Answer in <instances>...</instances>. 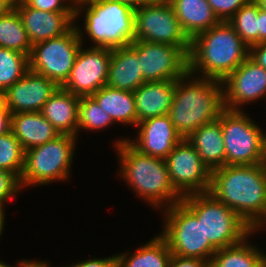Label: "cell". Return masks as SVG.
<instances>
[{
    "instance_id": "13",
    "label": "cell",
    "mask_w": 266,
    "mask_h": 267,
    "mask_svg": "<svg viewBox=\"0 0 266 267\" xmlns=\"http://www.w3.org/2000/svg\"><path fill=\"white\" fill-rule=\"evenodd\" d=\"M165 160L171 184L182 197L209 192L211 171L186 139L178 143Z\"/></svg>"
},
{
    "instance_id": "41",
    "label": "cell",
    "mask_w": 266,
    "mask_h": 267,
    "mask_svg": "<svg viewBox=\"0 0 266 267\" xmlns=\"http://www.w3.org/2000/svg\"><path fill=\"white\" fill-rule=\"evenodd\" d=\"M116 1H119L125 5H128L131 8H133L134 10H136L137 8H139L145 4L158 2L161 0H116Z\"/></svg>"
},
{
    "instance_id": "1",
    "label": "cell",
    "mask_w": 266,
    "mask_h": 267,
    "mask_svg": "<svg viewBox=\"0 0 266 267\" xmlns=\"http://www.w3.org/2000/svg\"><path fill=\"white\" fill-rule=\"evenodd\" d=\"M209 192L253 230L266 215V172L260 164L224 165L212 170Z\"/></svg>"
},
{
    "instance_id": "21",
    "label": "cell",
    "mask_w": 266,
    "mask_h": 267,
    "mask_svg": "<svg viewBox=\"0 0 266 267\" xmlns=\"http://www.w3.org/2000/svg\"><path fill=\"white\" fill-rule=\"evenodd\" d=\"M80 97L61 86L44 104L41 113L59 134L78 136V107Z\"/></svg>"
},
{
    "instance_id": "46",
    "label": "cell",
    "mask_w": 266,
    "mask_h": 267,
    "mask_svg": "<svg viewBox=\"0 0 266 267\" xmlns=\"http://www.w3.org/2000/svg\"><path fill=\"white\" fill-rule=\"evenodd\" d=\"M264 225L266 227V215L263 218V220L258 224V226L253 230L254 234H255V231L258 232V230H260L261 228H263Z\"/></svg>"
},
{
    "instance_id": "26",
    "label": "cell",
    "mask_w": 266,
    "mask_h": 267,
    "mask_svg": "<svg viewBox=\"0 0 266 267\" xmlns=\"http://www.w3.org/2000/svg\"><path fill=\"white\" fill-rule=\"evenodd\" d=\"M172 252L160 234L143 244L132 254H116L118 267H168Z\"/></svg>"
},
{
    "instance_id": "25",
    "label": "cell",
    "mask_w": 266,
    "mask_h": 267,
    "mask_svg": "<svg viewBox=\"0 0 266 267\" xmlns=\"http://www.w3.org/2000/svg\"><path fill=\"white\" fill-rule=\"evenodd\" d=\"M92 97L114 123L137 126V113L134 93L131 91L102 86Z\"/></svg>"
},
{
    "instance_id": "4",
    "label": "cell",
    "mask_w": 266,
    "mask_h": 267,
    "mask_svg": "<svg viewBox=\"0 0 266 267\" xmlns=\"http://www.w3.org/2000/svg\"><path fill=\"white\" fill-rule=\"evenodd\" d=\"M224 109L222 81L195 76L188 71L176 80L167 115L174 128L186 139L202 125L218 120Z\"/></svg>"
},
{
    "instance_id": "49",
    "label": "cell",
    "mask_w": 266,
    "mask_h": 267,
    "mask_svg": "<svg viewBox=\"0 0 266 267\" xmlns=\"http://www.w3.org/2000/svg\"><path fill=\"white\" fill-rule=\"evenodd\" d=\"M0 267H13V266L8 265L7 263L0 260ZM14 267H16V266H14Z\"/></svg>"
},
{
    "instance_id": "30",
    "label": "cell",
    "mask_w": 266,
    "mask_h": 267,
    "mask_svg": "<svg viewBox=\"0 0 266 267\" xmlns=\"http://www.w3.org/2000/svg\"><path fill=\"white\" fill-rule=\"evenodd\" d=\"M250 48L258 44V3L250 0L228 21Z\"/></svg>"
},
{
    "instance_id": "2",
    "label": "cell",
    "mask_w": 266,
    "mask_h": 267,
    "mask_svg": "<svg viewBox=\"0 0 266 267\" xmlns=\"http://www.w3.org/2000/svg\"><path fill=\"white\" fill-rule=\"evenodd\" d=\"M127 140L128 137L119 138L113 147L119 156L118 174L132 192L154 210L181 202L183 197L171 184L166 160L139 152Z\"/></svg>"
},
{
    "instance_id": "33",
    "label": "cell",
    "mask_w": 266,
    "mask_h": 267,
    "mask_svg": "<svg viewBox=\"0 0 266 267\" xmlns=\"http://www.w3.org/2000/svg\"><path fill=\"white\" fill-rule=\"evenodd\" d=\"M75 2L76 0H26L24 3L30 8L41 11L75 13Z\"/></svg>"
},
{
    "instance_id": "44",
    "label": "cell",
    "mask_w": 266,
    "mask_h": 267,
    "mask_svg": "<svg viewBox=\"0 0 266 267\" xmlns=\"http://www.w3.org/2000/svg\"><path fill=\"white\" fill-rule=\"evenodd\" d=\"M260 165L266 172V131L263 137L262 157H261Z\"/></svg>"
},
{
    "instance_id": "35",
    "label": "cell",
    "mask_w": 266,
    "mask_h": 267,
    "mask_svg": "<svg viewBox=\"0 0 266 267\" xmlns=\"http://www.w3.org/2000/svg\"><path fill=\"white\" fill-rule=\"evenodd\" d=\"M21 189L20 180L13 173L0 169V205L5 206Z\"/></svg>"
},
{
    "instance_id": "15",
    "label": "cell",
    "mask_w": 266,
    "mask_h": 267,
    "mask_svg": "<svg viewBox=\"0 0 266 267\" xmlns=\"http://www.w3.org/2000/svg\"><path fill=\"white\" fill-rule=\"evenodd\" d=\"M222 83L225 109L243 111L245 103L266 98V69L250 57Z\"/></svg>"
},
{
    "instance_id": "34",
    "label": "cell",
    "mask_w": 266,
    "mask_h": 267,
    "mask_svg": "<svg viewBox=\"0 0 266 267\" xmlns=\"http://www.w3.org/2000/svg\"><path fill=\"white\" fill-rule=\"evenodd\" d=\"M219 21L228 22L250 0H207Z\"/></svg>"
},
{
    "instance_id": "43",
    "label": "cell",
    "mask_w": 266,
    "mask_h": 267,
    "mask_svg": "<svg viewBox=\"0 0 266 267\" xmlns=\"http://www.w3.org/2000/svg\"><path fill=\"white\" fill-rule=\"evenodd\" d=\"M11 8H13L12 0H0V16L6 14Z\"/></svg>"
},
{
    "instance_id": "24",
    "label": "cell",
    "mask_w": 266,
    "mask_h": 267,
    "mask_svg": "<svg viewBox=\"0 0 266 267\" xmlns=\"http://www.w3.org/2000/svg\"><path fill=\"white\" fill-rule=\"evenodd\" d=\"M169 1L175 10L183 32L190 40L220 22L207 0Z\"/></svg>"
},
{
    "instance_id": "42",
    "label": "cell",
    "mask_w": 266,
    "mask_h": 267,
    "mask_svg": "<svg viewBox=\"0 0 266 267\" xmlns=\"http://www.w3.org/2000/svg\"><path fill=\"white\" fill-rule=\"evenodd\" d=\"M17 267H48V262L46 261H36V260H21L18 261V264H15Z\"/></svg>"
},
{
    "instance_id": "12",
    "label": "cell",
    "mask_w": 266,
    "mask_h": 267,
    "mask_svg": "<svg viewBox=\"0 0 266 267\" xmlns=\"http://www.w3.org/2000/svg\"><path fill=\"white\" fill-rule=\"evenodd\" d=\"M130 46L137 52L146 82L178 80L189 71V54L181 47L141 40Z\"/></svg>"
},
{
    "instance_id": "5",
    "label": "cell",
    "mask_w": 266,
    "mask_h": 267,
    "mask_svg": "<svg viewBox=\"0 0 266 267\" xmlns=\"http://www.w3.org/2000/svg\"><path fill=\"white\" fill-rule=\"evenodd\" d=\"M80 14H85L84 31L76 23ZM134 24L135 10L119 1L76 0L75 2V26L82 44L86 34L93 42L92 47L110 49L128 47L135 40Z\"/></svg>"
},
{
    "instance_id": "48",
    "label": "cell",
    "mask_w": 266,
    "mask_h": 267,
    "mask_svg": "<svg viewBox=\"0 0 266 267\" xmlns=\"http://www.w3.org/2000/svg\"><path fill=\"white\" fill-rule=\"evenodd\" d=\"M25 1L26 0H12L13 5H18V4L24 3Z\"/></svg>"
},
{
    "instance_id": "19",
    "label": "cell",
    "mask_w": 266,
    "mask_h": 267,
    "mask_svg": "<svg viewBox=\"0 0 266 267\" xmlns=\"http://www.w3.org/2000/svg\"><path fill=\"white\" fill-rule=\"evenodd\" d=\"M176 80L145 82L133 93L137 125L146 119L167 115L172 105Z\"/></svg>"
},
{
    "instance_id": "31",
    "label": "cell",
    "mask_w": 266,
    "mask_h": 267,
    "mask_svg": "<svg viewBox=\"0 0 266 267\" xmlns=\"http://www.w3.org/2000/svg\"><path fill=\"white\" fill-rule=\"evenodd\" d=\"M113 120L92 96L80 97L78 107V133L83 130L100 131L113 125ZM83 129V130H82ZM81 130V131H80Z\"/></svg>"
},
{
    "instance_id": "23",
    "label": "cell",
    "mask_w": 266,
    "mask_h": 267,
    "mask_svg": "<svg viewBox=\"0 0 266 267\" xmlns=\"http://www.w3.org/2000/svg\"><path fill=\"white\" fill-rule=\"evenodd\" d=\"M186 140L196 149L202 162L210 171L225 165L224 141L218 120L202 125Z\"/></svg>"
},
{
    "instance_id": "17",
    "label": "cell",
    "mask_w": 266,
    "mask_h": 267,
    "mask_svg": "<svg viewBox=\"0 0 266 267\" xmlns=\"http://www.w3.org/2000/svg\"><path fill=\"white\" fill-rule=\"evenodd\" d=\"M135 139L128 142L139 152L166 159L173 148L184 138L174 128L168 115L157 116L139 122Z\"/></svg>"
},
{
    "instance_id": "47",
    "label": "cell",
    "mask_w": 266,
    "mask_h": 267,
    "mask_svg": "<svg viewBox=\"0 0 266 267\" xmlns=\"http://www.w3.org/2000/svg\"><path fill=\"white\" fill-rule=\"evenodd\" d=\"M255 1L259 4L260 9L266 11V0H255Z\"/></svg>"
},
{
    "instance_id": "45",
    "label": "cell",
    "mask_w": 266,
    "mask_h": 267,
    "mask_svg": "<svg viewBox=\"0 0 266 267\" xmlns=\"http://www.w3.org/2000/svg\"><path fill=\"white\" fill-rule=\"evenodd\" d=\"M5 207L0 205V238H1V235L3 233V227H4V223H5Z\"/></svg>"
},
{
    "instance_id": "8",
    "label": "cell",
    "mask_w": 266,
    "mask_h": 267,
    "mask_svg": "<svg viewBox=\"0 0 266 267\" xmlns=\"http://www.w3.org/2000/svg\"><path fill=\"white\" fill-rule=\"evenodd\" d=\"M160 212L165 215L160 234L172 254L211 261L217 249L205 239L202 222L182 202Z\"/></svg>"
},
{
    "instance_id": "20",
    "label": "cell",
    "mask_w": 266,
    "mask_h": 267,
    "mask_svg": "<svg viewBox=\"0 0 266 267\" xmlns=\"http://www.w3.org/2000/svg\"><path fill=\"white\" fill-rule=\"evenodd\" d=\"M145 82L137 52L131 46L111 50L107 86L134 92Z\"/></svg>"
},
{
    "instance_id": "29",
    "label": "cell",
    "mask_w": 266,
    "mask_h": 267,
    "mask_svg": "<svg viewBox=\"0 0 266 267\" xmlns=\"http://www.w3.org/2000/svg\"><path fill=\"white\" fill-rule=\"evenodd\" d=\"M29 71V57L0 47V94Z\"/></svg>"
},
{
    "instance_id": "22",
    "label": "cell",
    "mask_w": 266,
    "mask_h": 267,
    "mask_svg": "<svg viewBox=\"0 0 266 267\" xmlns=\"http://www.w3.org/2000/svg\"><path fill=\"white\" fill-rule=\"evenodd\" d=\"M11 131L24 151L43 145L60 135L41 112L12 114Z\"/></svg>"
},
{
    "instance_id": "50",
    "label": "cell",
    "mask_w": 266,
    "mask_h": 267,
    "mask_svg": "<svg viewBox=\"0 0 266 267\" xmlns=\"http://www.w3.org/2000/svg\"><path fill=\"white\" fill-rule=\"evenodd\" d=\"M48 267H51L49 263H48ZM65 267H72V266H71V265H69V266H65Z\"/></svg>"
},
{
    "instance_id": "11",
    "label": "cell",
    "mask_w": 266,
    "mask_h": 267,
    "mask_svg": "<svg viewBox=\"0 0 266 267\" xmlns=\"http://www.w3.org/2000/svg\"><path fill=\"white\" fill-rule=\"evenodd\" d=\"M134 28L135 40L178 46L190 53L191 40L183 32L169 0L137 8Z\"/></svg>"
},
{
    "instance_id": "3",
    "label": "cell",
    "mask_w": 266,
    "mask_h": 267,
    "mask_svg": "<svg viewBox=\"0 0 266 267\" xmlns=\"http://www.w3.org/2000/svg\"><path fill=\"white\" fill-rule=\"evenodd\" d=\"M249 57V47L229 22L220 21L191 40L189 72L224 81Z\"/></svg>"
},
{
    "instance_id": "28",
    "label": "cell",
    "mask_w": 266,
    "mask_h": 267,
    "mask_svg": "<svg viewBox=\"0 0 266 267\" xmlns=\"http://www.w3.org/2000/svg\"><path fill=\"white\" fill-rule=\"evenodd\" d=\"M0 47L30 56L32 44L18 11L13 7L0 16Z\"/></svg>"
},
{
    "instance_id": "32",
    "label": "cell",
    "mask_w": 266,
    "mask_h": 267,
    "mask_svg": "<svg viewBox=\"0 0 266 267\" xmlns=\"http://www.w3.org/2000/svg\"><path fill=\"white\" fill-rule=\"evenodd\" d=\"M25 151L12 131L0 136V169L13 173L19 180L24 168Z\"/></svg>"
},
{
    "instance_id": "36",
    "label": "cell",
    "mask_w": 266,
    "mask_h": 267,
    "mask_svg": "<svg viewBox=\"0 0 266 267\" xmlns=\"http://www.w3.org/2000/svg\"><path fill=\"white\" fill-rule=\"evenodd\" d=\"M168 267H210V262L200 258L171 255Z\"/></svg>"
},
{
    "instance_id": "10",
    "label": "cell",
    "mask_w": 266,
    "mask_h": 267,
    "mask_svg": "<svg viewBox=\"0 0 266 267\" xmlns=\"http://www.w3.org/2000/svg\"><path fill=\"white\" fill-rule=\"evenodd\" d=\"M83 46L74 25L67 33L32 45L29 70L62 86L68 79L75 59Z\"/></svg>"
},
{
    "instance_id": "9",
    "label": "cell",
    "mask_w": 266,
    "mask_h": 267,
    "mask_svg": "<svg viewBox=\"0 0 266 267\" xmlns=\"http://www.w3.org/2000/svg\"><path fill=\"white\" fill-rule=\"evenodd\" d=\"M218 121L224 141L225 165L260 164L265 131L244 110L224 109Z\"/></svg>"
},
{
    "instance_id": "6",
    "label": "cell",
    "mask_w": 266,
    "mask_h": 267,
    "mask_svg": "<svg viewBox=\"0 0 266 267\" xmlns=\"http://www.w3.org/2000/svg\"><path fill=\"white\" fill-rule=\"evenodd\" d=\"M181 202L202 222L205 239L217 250L253 237V229L210 192L183 196Z\"/></svg>"
},
{
    "instance_id": "18",
    "label": "cell",
    "mask_w": 266,
    "mask_h": 267,
    "mask_svg": "<svg viewBox=\"0 0 266 267\" xmlns=\"http://www.w3.org/2000/svg\"><path fill=\"white\" fill-rule=\"evenodd\" d=\"M13 7L18 11L32 45L59 37L75 25V13L41 11L30 8L25 3Z\"/></svg>"
},
{
    "instance_id": "16",
    "label": "cell",
    "mask_w": 266,
    "mask_h": 267,
    "mask_svg": "<svg viewBox=\"0 0 266 267\" xmlns=\"http://www.w3.org/2000/svg\"><path fill=\"white\" fill-rule=\"evenodd\" d=\"M58 88L53 80L29 70L0 96L12 114L41 112L44 104Z\"/></svg>"
},
{
    "instance_id": "38",
    "label": "cell",
    "mask_w": 266,
    "mask_h": 267,
    "mask_svg": "<svg viewBox=\"0 0 266 267\" xmlns=\"http://www.w3.org/2000/svg\"><path fill=\"white\" fill-rule=\"evenodd\" d=\"M12 113L0 96V136L11 131Z\"/></svg>"
},
{
    "instance_id": "7",
    "label": "cell",
    "mask_w": 266,
    "mask_h": 267,
    "mask_svg": "<svg viewBox=\"0 0 266 267\" xmlns=\"http://www.w3.org/2000/svg\"><path fill=\"white\" fill-rule=\"evenodd\" d=\"M78 137L60 134L43 145L25 151L21 188L68 180Z\"/></svg>"
},
{
    "instance_id": "40",
    "label": "cell",
    "mask_w": 266,
    "mask_h": 267,
    "mask_svg": "<svg viewBox=\"0 0 266 267\" xmlns=\"http://www.w3.org/2000/svg\"><path fill=\"white\" fill-rule=\"evenodd\" d=\"M260 42H266V11L258 4V44Z\"/></svg>"
},
{
    "instance_id": "37",
    "label": "cell",
    "mask_w": 266,
    "mask_h": 267,
    "mask_svg": "<svg viewBox=\"0 0 266 267\" xmlns=\"http://www.w3.org/2000/svg\"><path fill=\"white\" fill-rule=\"evenodd\" d=\"M72 267H118L116 253L109 257L92 258L71 265Z\"/></svg>"
},
{
    "instance_id": "27",
    "label": "cell",
    "mask_w": 266,
    "mask_h": 267,
    "mask_svg": "<svg viewBox=\"0 0 266 267\" xmlns=\"http://www.w3.org/2000/svg\"><path fill=\"white\" fill-rule=\"evenodd\" d=\"M248 238L236 245L218 249L210 261V267H266V254Z\"/></svg>"
},
{
    "instance_id": "39",
    "label": "cell",
    "mask_w": 266,
    "mask_h": 267,
    "mask_svg": "<svg viewBox=\"0 0 266 267\" xmlns=\"http://www.w3.org/2000/svg\"><path fill=\"white\" fill-rule=\"evenodd\" d=\"M249 57L266 69V42H260L249 48Z\"/></svg>"
},
{
    "instance_id": "14",
    "label": "cell",
    "mask_w": 266,
    "mask_h": 267,
    "mask_svg": "<svg viewBox=\"0 0 266 267\" xmlns=\"http://www.w3.org/2000/svg\"><path fill=\"white\" fill-rule=\"evenodd\" d=\"M77 54L74 66L65 83L64 90L78 96H92L106 85L111 60L110 48H82Z\"/></svg>"
}]
</instances>
